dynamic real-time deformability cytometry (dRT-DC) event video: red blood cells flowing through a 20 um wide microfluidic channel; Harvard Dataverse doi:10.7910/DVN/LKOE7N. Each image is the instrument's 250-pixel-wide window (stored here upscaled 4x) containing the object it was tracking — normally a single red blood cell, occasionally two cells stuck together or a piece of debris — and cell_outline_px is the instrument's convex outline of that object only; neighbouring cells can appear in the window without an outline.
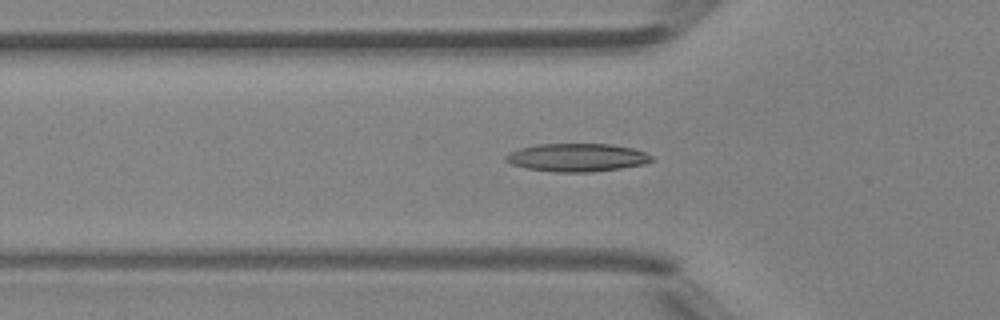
{"species": "Egyptian fruit bat (a non-hibernating species)", "species_latin": "Rousettus aegyptiacus", "temperature_condition": "room temperature", "stored_images_in_passage": 44, "camera_frame_rate_fps": 3000, "um_per_image_px": 0.085, "animal": {"sex": "female"}, "frame": {"image": 1, "passage_image": 14, "time_ms": 4.333, "image_size_px": [1000, 320], "cell_outline_px": [[652, 160], [644, 164], [620, 168], [588, 172], [556, 172], [528, 168], [512, 164], [504, 160], [504, 156], [508, 152], [520, 148], [536, 144], [612, 144], [632, 148], [644, 152], [652, 156]], "centroid_in_image_um": [49.01, 13.38], "position_along_channel_um": 76.8, "area_um2": 23.76}}
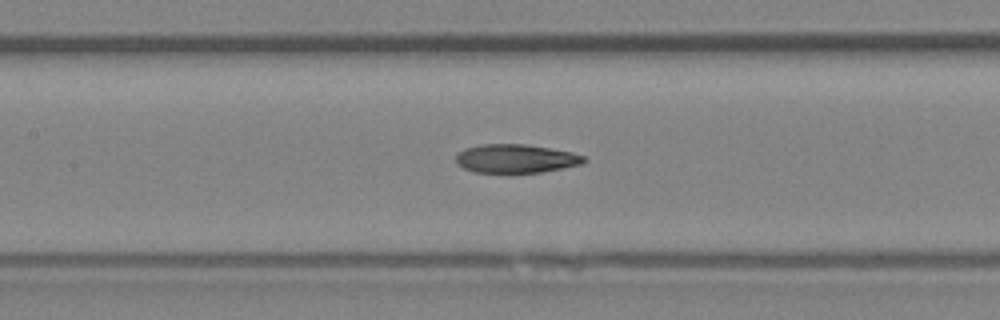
{"frame": {"image": 2, "passage_image": 20, "time_ms": 6.333, "image_size_px": [1000, 320], "cell_outline_px": [[588, 160], [580, 164], [540, 172], [476, 172], [464, 168], [456, 164], [456, 156], [464, 148], [480, 144], [524, 144], [572, 152], [584, 156]], "centroid_in_image_um": [43.82, 13.47], "position_along_channel_um": 163.6, "area_um2": 21.1}}
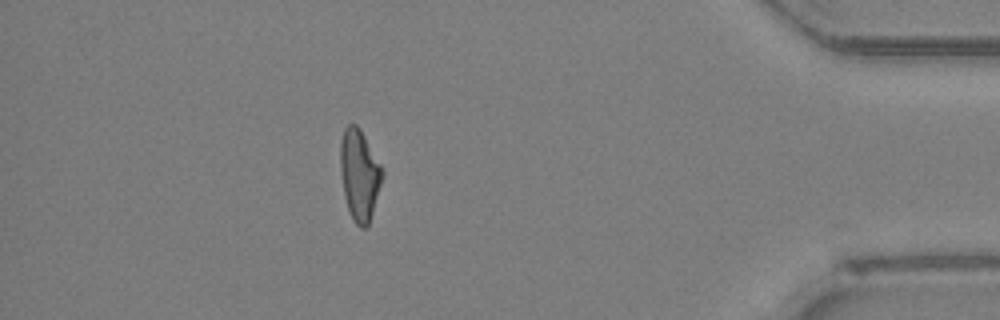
{"frame": {"image": 3, "passage_image": 40, "time_ms": 13.0, "image_size_px": [1000, 320], "cell_outline_px": [[384, 172], [372, 212], [368, 224], [364, 228], [360, 228], [352, 220], [344, 196], [340, 168], [340, 144], [344, 128], [348, 124], [356, 124], [360, 128], [384, 168]], "centroid_in_image_um": [30.55, 14.82], "position_along_channel_um": 404.7, "area_um2": 22.25}, "authors_computed_cell_mechanics": {"area_um2": 22.1085, "velocity_mm_per_s": 4.334, "shape_relaxation_time_tau1_ms": null, "shape_relaxation_time_tau2_ms": 3.8921, "deformation_change_tau1": null, "deformation_change_tau2": 0.1344}}